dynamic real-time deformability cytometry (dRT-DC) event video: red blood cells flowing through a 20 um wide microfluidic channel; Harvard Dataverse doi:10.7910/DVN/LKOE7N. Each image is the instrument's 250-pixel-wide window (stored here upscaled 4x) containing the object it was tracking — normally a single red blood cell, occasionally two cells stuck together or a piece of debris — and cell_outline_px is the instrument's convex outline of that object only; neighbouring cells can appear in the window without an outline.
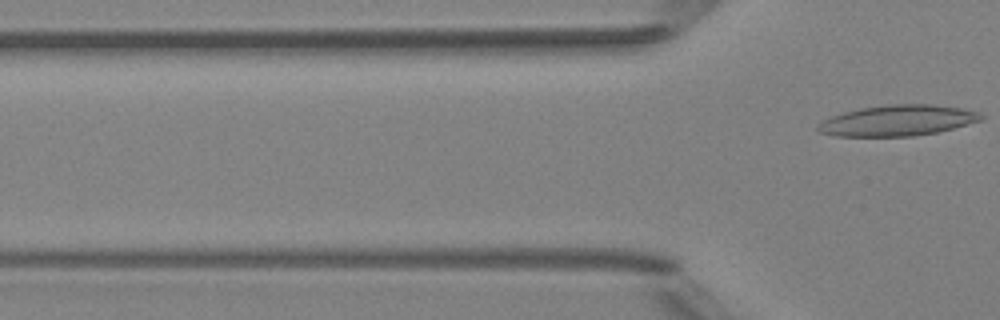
{"species": "Egyptian fruit bat (a non-hibernating species)", "species_latin": "Rousettus aegyptiacus", "temperature_condition": "room temperature", "stored_images_in_passage": 6, "camera_frame_rate_fps": 3000, "um_per_image_px": 0.085, "animal": {"sex": "female"}, "frame": {"image": 1, "passage_image": 6, "time_ms": 6.667, "image_size_px": [1000, 320], "cell_outline_px": [[984, 116], [980, 120], [952, 128], [936, 132], [912, 136], [836, 136], [820, 132], [816, 128], [816, 124], [832, 116], [844, 112], [860, 108], [888, 104], [932, 104], [960, 108], [980, 112]], "centroid_in_image_um": [76.27, 10.24], "position_along_channel_um": 49.5, "area_um2": 29.07}}